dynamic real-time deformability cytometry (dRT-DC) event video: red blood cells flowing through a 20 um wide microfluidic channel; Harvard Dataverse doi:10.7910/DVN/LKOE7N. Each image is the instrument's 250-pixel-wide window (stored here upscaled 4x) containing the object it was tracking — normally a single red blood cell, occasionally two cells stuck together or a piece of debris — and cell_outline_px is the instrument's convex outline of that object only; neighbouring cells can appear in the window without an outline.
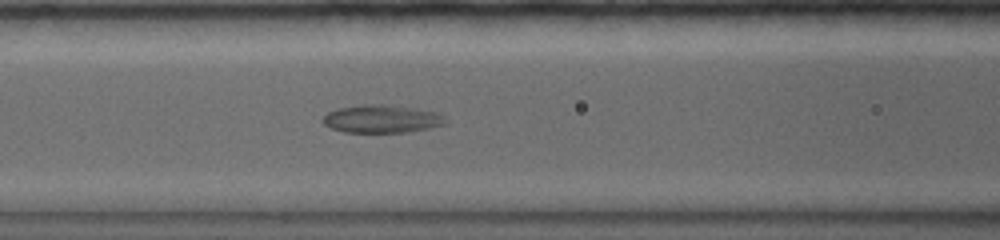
{"species": "common noctule bat (a hibernating species)", "species_latin": "Nyctalus noctula", "temperature_condition": "warm", "stored_images_in_passage": 39, "camera_frame_rate_fps": 5000, "um_per_image_px": 0.085, "animal": {"sex": "female", "body_mass_g": 19.0, "forearm_length_mm": 56.7}, "frame": {"image": 1, "passage_image": 14, "time_ms": 5.0, "image_size_px": [1000, 240], "cell_outline_px": [[448, 124], [408, 132], [344, 132], [332, 128], [324, 124], [320, 120], [328, 112], [336, 108], [364, 104], [388, 104], [416, 108], [436, 112], [444, 116]], "centroid_in_image_um": [32.45, 10.09], "position_along_channel_um": 134.1, "area_um2": 20.17}}
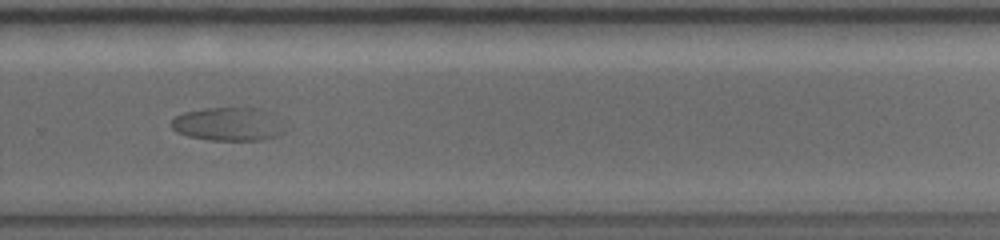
{"frame": {"image": 2, "passage_image": 26, "time_ms": 9.8, "image_size_px": [1000, 240], "cell_outline_px": [[288, 128], [284, 132], [276, 136], [264, 140], [208, 140], [188, 136], [176, 132], [172, 128], [172, 120], [176, 116], [184, 112], [204, 108], [260, 108], [268, 112]], "centroid_in_image_um": [19.41, 10.56], "position_along_channel_um": 310.4, "area_um2": 22.14}}
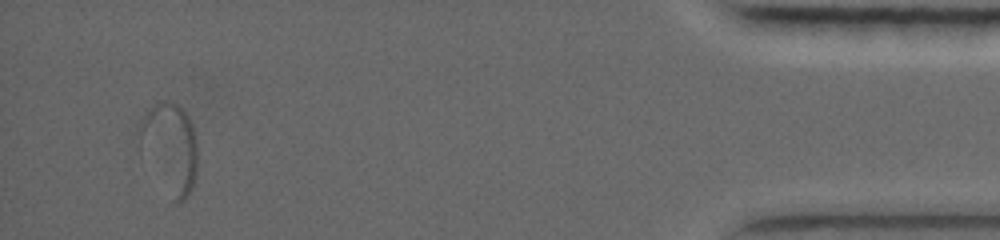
{"frame": {"image": 3, "passage_image": 36, "time_ms": 15.4, "image_size_px": [1000, 240], "cell_outline_px": [[196, 176], [192, 188], [184, 200], [180, 204], [172, 204], [140, 160], [136, 128], [136, 124], [156, 104], [168, 100], [180, 104], [188, 116], [192, 124], [196, 144]], "centroid_in_image_um": [14.34, 12.68], "position_along_channel_um": 420.9, "area_um2": 32.48}}